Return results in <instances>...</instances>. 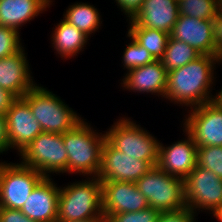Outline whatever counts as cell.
<instances>
[{"label":"cell","instance_id":"4fadbf2b","mask_svg":"<svg viewBox=\"0 0 222 222\" xmlns=\"http://www.w3.org/2000/svg\"><path fill=\"white\" fill-rule=\"evenodd\" d=\"M9 150L16 149L19 153L32 142L42 129L33 117L29 104L23 98H17L5 114Z\"/></svg>","mask_w":222,"mask_h":222},{"label":"cell","instance_id":"ac0fdd59","mask_svg":"<svg viewBox=\"0 0 222 222\" xmlns=\"http://www.w3.org/2000/svg\"><path fill=\"white\" fill-rule=\"evenodd\" d=\"M60 188L51 177H44L32 190L21 208V212L28 218L43 222L58 216V198Z\"/></svg>","mask_w":222,"mask_h":222},{"label":"cell","instance_id":"ab89813d","mask_svg":"<svg viewBox=\"0 0 222 222\" xmlns=\"http://www.w3.org/2000/svg\"><path fill=\"white\" fill-rule=\"evenodd\" d=\"M220 9L222 10V1L220 2Z\"/></svg>","mask_w":222,"mask_h":222},{"label":"cell","instance_id":"5b68a950","mask_svg":"<svg viewBox=\"0 0 222 222\" xmlns=\"http://www.w3.org/2000/svg\"><path fill=\"white\" fill-rule=\"evenodd\" d=\"M135 183L149 207L159 212H173L186 207L184 179L171 176L157 166Z\"/></svg>","mask_w":222,"mask_h":222},{"label":"cell","instance_id":"d590c367","mask_svg":"<svg viewBox=\"0 0 222 222\" xmlns=\"http://www.w3.org/2000/svg\"><path fill=\"white\" fill-rule=\"evenodd\" d=\"M214 217L218 219V221L222 222V206L219 207L214 213Z\"/></svg>","mask_w":222,"mask_h":222},{"label":"cell","instance_id":"277c9868","mask_svg":"<svg viewBox=\"0 0 222 222\" xmlns=\"http://www.w3.org/2000/svg\"><path fill=\"white\" fill-rule=\"evenodd\" d=\"M37 85L22 98L29 104L43 132L63 134L83 120L59 96Z\"/></svg>","mask_w":222,"mask_h":222},{"label":"cell","instance_id":"484cf974","mask_svg":"<svg viewBox=\"0 0 222 222\" xmlns=\"http://www.w3.org/2000/svg\"><path fill=\"white\" fill-rule=\"evenodd\" d=\"M127 36L131 39V42L126 46L122 56V63L124 68H127V71L144 66L156 60L149 51L139 45L132 36L129 34Z\"/></svg>","mask_w":222,"mask_h":222},{"label":"cell","instance_id":"44dd1931","mask_svg":"<svg viewBox=\"0 0 222 222\" xmlns=\"http://www.w3.org/2000/svg\"><path fill=\"white\" fill-rule=\"evenodd\" d=\"M52 31V46L56 50L55 53L59 54L62 58H70L79 54L84 49L85 44L88 42V36L77 29L75 26L69 24L64 19L53 28Z\"/></svg>","mask_w":222,"mask_h":222},{"label":"cell","instance_id":"7c38bea8","mask_svg":"<svg viewBox=\"0 0 222 222\" xmlns=\"http://www.w3.org/2000/svg\"><path fill=\"white\" fill-rule=\"evenodd\" d=\"M101 183L104 220L114 214L138 212L149 207L136 183L124 181H101Z\"/></svg>","mask_w":222,"mask_h":222},{"label":"cell","instance_id":"3957f363","mask_svg":"<svg viewBox=\"0 0 222 222\" xmlns=\"http://www.w3.org/2000/svg\"><path fill=\"white\" fill-rule=\"evenodd\" d=\"M58 217L63 221L104 219L102 209V183L98 177L60 187Z\"/></svg>","mask_w":222,"mask_h":222},{"label":"cell","instance_id":"5bb4252c","mask_svg":"<svg viewBox=\"0 0 222 222\" xmlns=\"http://www.w3.org/2000/svg\"><path fill=\"white\" fill-rule=\"evenodd\" d=\"M187 139L170 146L159 143L157 167L171 176L185 179L197 166V145L193 137L184 129Z\"/></svg>","mask_w":222,"mask_h":222},{"label":"cell","instance_id":"8fae6325","mask_svg":"<svg viewBox=\"0 0 222 222\" xmlns=\"http://www.w3.org/2000/svg\"><path fill=\"white\" fill-rule=\"evenodd\" d=\"M154 165L117 150L107 139L102 148L101 167L98 173L100 181H124L135 183Z\"/></svg>","mask_w":222,"mask_h":222},{"label":"cell","instance_id":"9a60e30c","mask_svg":"<svg viewBox=\"0 0 222 222\" xmlns=\"http://www.w3.org/2000/svg\"><path fill=\"white\" fill-rule=\"evenodd\" d=\"M170 36L195 48L202 55H215L213 20L179 15Z\"/></svg>","mask_w":222,"mask_h":222},{"label":"cell","instance_id":"d4e9b609","mask_svg":"<svg viewBox=\"0 0 222 222\" xmlns=\"http://www.w3.org/2000/svg\"><path fill=\"white\" fill-rule=\"evenodd\" d=\"M179 15L213 20L220 9L218 0H178Z\"/></svg>","mask_w":222,"mask_h":222},{"label":"cell","instance_id":"4316f807","mask_svg":"<svg viewBox=\"0 0 222 222\" xmlns=\"http://www.w3.org/2000/svg\"><path fill=\"white\" fill-rule=\"evenodd\" d=\"M197 166L211 170L222 179V146L197 147Z\"/></svg>","mask_w":222,"mask_h":222},{"label":"cell","instance_id":"836d02e7","mask_svg":"<svg viewBox=\"0 0 222 222\" xmlns=\"http://www.w3.org/2000/svg\"><path fill=\"white\" fill-rule=\"evenodd\" d=\"M16 99L13 93L0 87V114L5 116Z\"/></svg>","mask_w":222,"mask_h":222},{"label":"cell","instance_id":"e0dca14e","mask_svg":"<svg viewBox=\"0 0 222 222\" xmlns=\"http://www.w3.org/2000/svg\"><path fill=\"white\" fill-rule=\"evenodd\" d=\"M24 47L14 55L0 59V87L22 98L35 85Z\"/></svg>","mask_w":222,"mask_h":222},{"label":"cell","instance_id":"f546056e","mask_svg":"<svg viewBox=\"0 0 222 222\" xmlns=\"http://www.w3.org/2000/svg\"><path fill=\"white\" fill-rule=\"evenodd\" d=\"M195 216V212L185 207L178 211L160 212L156 222H195Z\"/></svg>","mask_w":222,"mask_h":222},{"label":"cell","instance_id":"cb8c5ba5","mask_svg":"<svg viewBox=\"0 0 222 222\" xmlns=\"http://www.w3.org/2000/svg\"><path fill=\"white\" fill-rule=\"evenodd\" d=\"M200 54L195 48L185 42L169 37L163 57L160 59L167 71L180 68L196 60Z\"/></svg>","mask_w":222,"mask_h":222},{"label":"cell","instance_id":"d6a6232c","mask_svg":"<svg viewBox=\"0 0 222 222\" xmlns=\"http://www.w3.org/2000/svg\"><path fill=\"white\" fill-rule=\"evenodd\" d=\"M215 49L218 56L222 60V10L219 9L218 14L213 19Z\"/></svg>","mask_w":222,"mask_h":222},{"label":"cell","instance_id":"7a4b0ae2","mask_svg":"<svg viewBox=\"0 0 222 222\" xmlns=\"http://www.w3.org/2000/svg\"><path fill=\"white\" fill-rule=\"evenodd\" d=\"M95 131L83 119L72 130L63 133L68 155V173L98 176L106 135Z\"/></svg>","mask_w":222,"mask_h":222},{"label":"cell","instance_id":"9c48e42d","mask_svg":"<svg viewBox=\"0 0 222 222\" xmlns=\"http://www.w3.org/2000/svg\"><path fill=\"white\" fill-rule=\"evenodd\" d=\"M184 188L185 205L195 213L202 209L213 214L222 206V179L211 170L196 166L184 179Z\"/></svg>","mask_w":222,"mask_h":222},{"label":"cell","instance_id":"f1b7e54d","mask_svg":"<svg viewBox=\"0 0 222 222\" xmlns=\"http://www.w3.org/2000/svg\"><path fill=\"white\" fill-rule=\"evenodd\" d=\"M160 212L148 207L138 212L118 213L109 216L105 222H156Z\"/></svg>","mask_w":222,"mask_h":222},{"label":"cell","instance_id":"f35d334b","mask_svg":"<svg viewBox=\"0 0 222 222\" xmlns=\"http://www.w3.org/2000/svg\"><path fill=\"white\" fill-rule=\"evenodd\" d=\"M43 222H63L58 216L56 218L45 220Z\"/></svg>","mask_w":222,"mask_h":222},{"label":"cell","instance_id":"ffe728a7","mask_svg":"<svg viewBox=\"0 0 222 222\" xmlns=\"http://www.w3.org/2000/svg\"><path fill=\"white\" fill-rule=\"evenodd\" d=\"M52 0H0V25L20 27L50 7ZM43 11V12H42Z\"/></svg>","mask_w":222,"mask_h":222},{"label":"cell","instance_id":"603a6c76","mask_svg":"<svg viewBox=\"0 0 222 222\" xmlns=\"http://www.w3.org/2000/svg\"><path fill=\"white\" fill-rule=\"evenodd\" d=\"M128 34L134 40L144 47L156 59L160 60L165 52L169 33L161 30L140 27L138 25H129Z\"/></svg>","mask_w":222,"mask_h":222},{"label":"cell","instance_id":"4dcf8cb0","mask_svg":"<svg viewBox=\"0 0 222 222\" xmlns=\"http://www.w3.org/2000/svg\"><path fill=\"white\" fill-rule=\"evenodd\" d=\"M0 220L1 222H36L24 215L21 210L1 207Z\"/></svg>","mask_w":222,"mask_h":222},{"label":"cell","instance_id":"83f0119b","mask_svg":"<svg viewBox=\"0 0 222 222\" xmlns=\"http://www.w3.org/2000/svg\"><path fill=\"white\" fill-rule=\"evenodd\" d=\"M19 34L13 28L0 25V59L14 55L23 48Z\"/></svg>","mask_w":222,"mask_h":222},{"label":"cell","instance_id":"ba28073f","mask_svg":"<svg viewBox=\"0 0 222 222\" xmlns=\"http://www.w3.org/2000/svg\"><path fill=\"white\" fill-rule=\"evenodd\" d=\"M44 176L21 163L0 162V207L21 210Z\"/></svg>","mask_w":222,"mask_h":222},{"label":"cell","instance_id":"52a82bcc","mask_svg":"<svg viewBox=\"0 0 222 222\" xmlns=\"http://www.w3.org/2000/svg\"><path fill=\"white\" fill-rule=\"evenodd\" d=\"M109 131L104 132L106 139L125 155L157 165L159 140L130 118L121 117Z\"/></svg>","mask_w":222,"mask_h":222},{"label":"cell","instance_id":"8d00e7d4","mask_svg":"<svg viewBox=\"0 0 222 222\" xmlns=\"http://www.w3.org/2000/svg\"><path fill=\"white\" fill-rule=\"evenodd\" d=\"M66 222H105V220L104 219H87V220L66 221Z\"/></svg>","mask_w":222,"mask_h":222},{"label":"cell","instance_id":"8992f818","mask_svg":"<svg viewBox=\"0 0 222 222\" xmlns=\"http://www.w3.org/2000/svg\"><path fill=\"white\" fill-rule=\"evenodd\" d=\"M19 155L22 165L36 169L44 177H49L51 173H68V155L63 134L42 132Z\"/></svg>","mask_w":222,"mask_h":222},{"label":"cell","instance_id":"2e32d148","mask_svg":"<svg viewBox=\"0 0 222 222\" xmlns=\"http://www.w3.org/2000/svg\"><path fill=\"white\" fill-rule=\"evenodd\" d=\"M179 17L178 0H144L129 25L171 33Z\"/></svg>","mask_w":222,"mask_h":222},{"label":"cell","instance_id":"74e56055","mask_svg":"<svg viewBox=\"0 0 222 222\" xmlns=\"http://www.w3.org/2000/svg\"><path fill=\"white\" fill-rule=\"evenodd\" d=\"M215 101L222 106V89L218 91V94L216 93Z\"/></svg>","mask_w":222,"mask_h":222},{"label":"cell","instance_id":"1f68e13d","mask_svg":"<svg viewBox=\"0 0 222 222\" xmlns=\"http://www.w3.org/2000/svg\"><path fill=\"white\" fill-rule=\"evenodd\" d=\"M121 11L131 20L140 10L144 0H115Z\"/></svg>","mask_w":222,"mask_h":222},{"label":"cell","instance_id":"d6986e66","mask_svg":"<svg viewBox=\"0 0 222 222\" xmlns=\"http://www.w3.org/2000/svg\"><path fill=\"white\" fill-rule=\"evenodd\" d=\"M168 71L161 60L127 71L121 82L127 90L141 93H156L164 98L167 88Z\"/></svg>","mask_w":222,"mask_h":222},{"label":"cell","instance_id":"7402d4cb","mask_svg":"<svg viewBox=\"0 0 222 222\" xmlns=\"http://www.w3.org/2000/svg\"><path fill=\"white\" fill-rule=\"evenodd\" d=\"M98 11L93 5L76 2L68 7L63 19L89 37L102 24Z\"/></svg>","mask_w":222,"mask_h":222},{"label":"cell","instance_id":"30bf717a","mask_svg":"<svg viewBox=\"0 0 222 222\" xmlns=\"http://www.w3.org/2000/svg\"><path fill=\"white\" fill-rule=\"evenodd\" d=\"M190 110L183 128L197 147L222 146V106L214 100Z\"/></svg>","mask_w":222,"mask_h":222},{"label":"cell","instance_id":"e575fe53","mask_svg":"<svg viewBox=\"0 0 222 222\" xmlns=\"http://www.w3.org/2000/svg\"><path fill=\"white\" fill-rule=\"evenodd\" d=\"M9 150L5 116L0 114V154Z\"/></svg>","mask_w":222,"mask_h":222},{"label":"cell","instance_id":"6da1fadb","mask_svg":"<svg viewBox=\"0 0 222 222\" xmlns=\"http://www.w3.org/2000/svg\"><path fill=\"white\" fill-rule=\"evenodd\" d=\"M219 62H222L219 56L201 55L180 68L168 71L164 98L190 109L214 101L215 96L210 89L214 84L215 64Z\"/></svg>","mask_w":222,"mask_h":222}]
</instances>
